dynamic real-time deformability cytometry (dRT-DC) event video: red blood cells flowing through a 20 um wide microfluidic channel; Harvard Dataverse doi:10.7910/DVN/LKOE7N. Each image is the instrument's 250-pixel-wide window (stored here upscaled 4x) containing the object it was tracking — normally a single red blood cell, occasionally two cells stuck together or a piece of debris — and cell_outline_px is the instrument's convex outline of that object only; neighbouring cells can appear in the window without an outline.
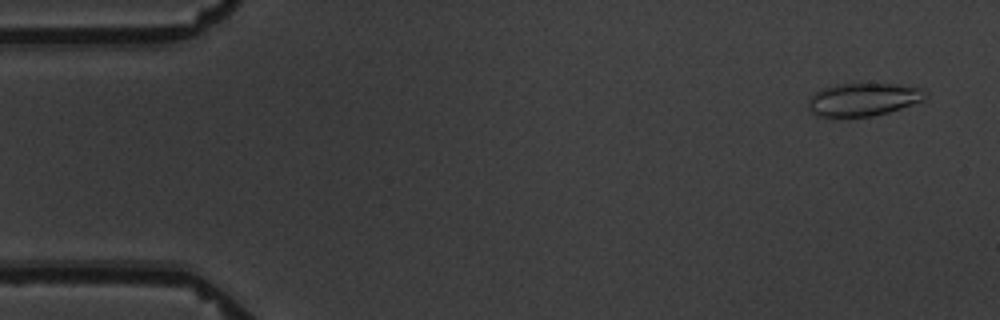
{"species": "common noctule bat (a hibernating species)", "species_latin": "Nyctalus noctula", "temperature_condition": "warm", "stored_images_in_passage": 5, "camera_frame_rate_fps": 3000, "um_per_image_px": 0.085, "animal": {"sex": "male", "body_mass_g": 19.5, "forearm_length_mm": 54.6}, "frame": {"image": 1, "passage_image": 1, "time_ms": 0.0, "image_size_px": [1000, 320], "cell_outline_px": [[928, 96], [924, 100], [888, 112], [872, 116], [816, 116], [808, 108], [808, 100], [812, 92], [820, 88], [836, 84], [900, 84], [920, 88], [928, 92]], "centroid_in_image_um": [73.36, 8.44], "position_along_channel_um": 11.6, "area_um2": 22.6}}